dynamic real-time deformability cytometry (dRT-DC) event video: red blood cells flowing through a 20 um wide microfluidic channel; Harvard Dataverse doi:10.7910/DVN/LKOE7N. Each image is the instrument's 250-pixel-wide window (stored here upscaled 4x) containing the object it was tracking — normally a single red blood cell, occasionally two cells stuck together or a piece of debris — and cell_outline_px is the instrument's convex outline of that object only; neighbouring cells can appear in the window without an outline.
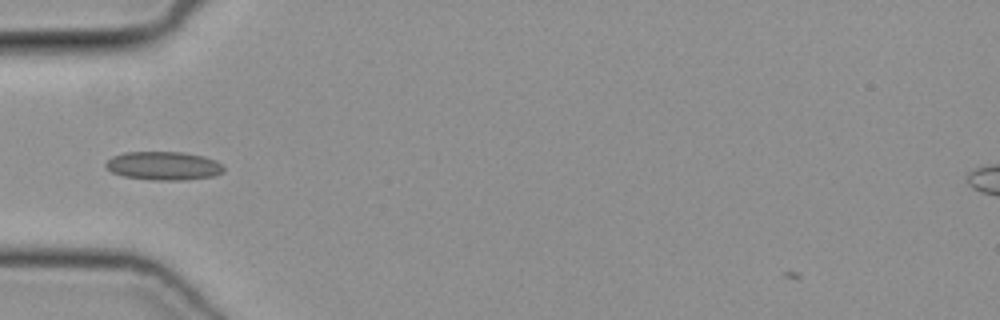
{"species": "common noctule bat (a hibernating species)", "species_latin": "Nyctalus noctula", "temperature_condition": "cold", "stored_images_in_passage": 29, "camera_frame_rate_fps": 3000, "um_per_image_px": 0.085, "animal": {"sex": "female", "body_mass_g": 19.3, "forearm_length_mm": 54.1}, "frame": {"image": 1, "passage_image": 3, "time_ms": 0.667, "image_size_px": [1000, 320], "cell_outline_px": [[224, 172], [216, 176], [188, 180], [148, 180], [124, 176], [112, 172], [104, 168], [104, 164], [112, 156], [124, 152], [180, 152], [204, 156], [216, 160], [224, 168]], "centroid_in_image_um": [13.9, 14.1], "position_along_channel_um": 71.1, "area_um2": 19.88}}
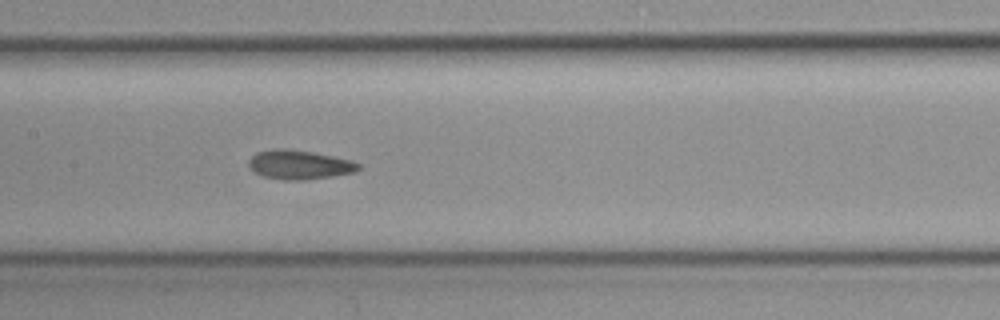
{"frame": {"image": 2, "passage_image": 11, "time_ms": 3.333, "image_size_px": [1000, 320], "cell_outline_px": [[360, 168], [356, 172], [308, 180], [280, 180], [264, 176], [256, 172], [248, 164], [248, 160], [256, 152], [312, 152], [352, 160], [360, 164]], "centroid_in_image_um": [25.53, 14.06], "position_along_channel_um": 181.9, "area_um2": 17.74}}
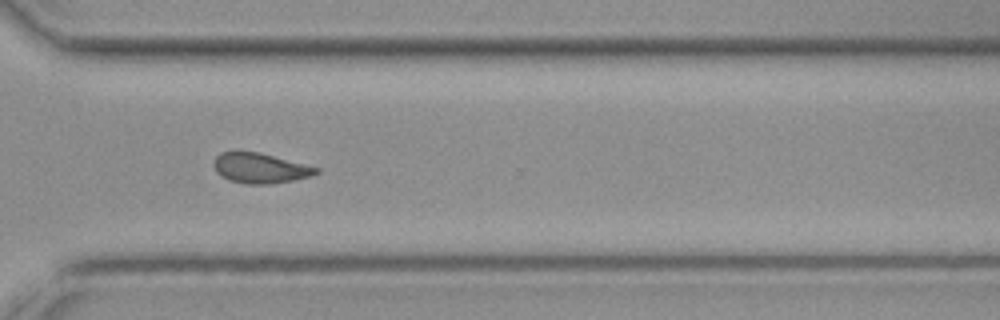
{"frame": {"image": 3, "passage_image": 23, "time_ms": 7.333, "image_size_px": [1000, 320], "cell_outline_px": [[320, 172], [312, 176], [292, 180], [268, 184], [244, 184], [228, 180], [216, 172], [212, 164], [216, 156], [220, 152], [260, 152], [320, 168]], "centroid_in_image_um": [22.1, 14.29], "position_along_channel_um": 348.5, "area_um2": 18.03}}